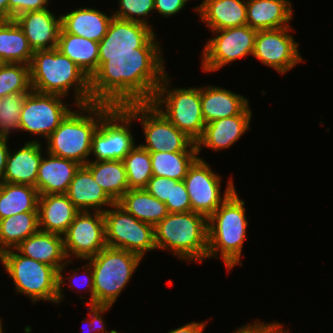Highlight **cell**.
I'll return each instance as SVG.
<instances>
[{"label":"cell","mask_w":333,"mask_h":333,"mask_svg":"<svg viewBox=\"0 0 333 333\" xmlns=\"http://www.w3.org/2000/svg\"><path fill=\"white\" fill-rule=\"evenodd\" d=\"M87 262L93 271L94 305H114L137 271L142 258L124 249L106 246Z\"/></svg>","instance_id":"obj_6"},{"label":"cell","mask_w":333,"mask_h":333,"mask_svg":"<svg viewBox=\"0 0 333 333\" xmlns=\"http://www.w3.org/2000/svg\"><path fill=\"white\" fill-rule=\"evenodd\" d=\"M8 20V0H0V21Z\"/></svg>","instance_id":"obj_49"},{"label":"cell","mask_w":333,"mask_h":333,"mask_svg":"<svg viewBox=\"0 0 333 333\" xmlns=\"http://www.w3.org/2000/svg\"><path fill=\"white\" fill-rule=\"evenodd\" d=\"M47 157H42L38 168L36 189L39 195L65 194L76 171L81 166L79 163L44 152Z\"/></svg>","instance_id":"obj_23"},{"label":"cell","mask_w":333,"mask_h":333,"mask_svg":"<svg viewBox=\"0 0 333 333\" xmlns=\"http://www.w3.org/2000/svg\"><path fill=\"white\" fill-rule=\"evenodd\" d=\"M39 196L34 186L0 182V220L24 212H38Z\"/></svg>","instance_id":"obj_31"},{"label":"cell","mask_w":333,"mask_h":333,"mask_svg":"<svg viewBox=\"0 0 333 333\" xmlns=\"http://www.w3.org/2000/svg\"><path fill=\"white\" fill-rule=\"evenodd\" d=\"M221 179L220 175L215 174L210 165L198 155L183 180L193 212L209 218L236 190L233 178L230 177L222 197Z\"/></svg>","instance_id":"obj_13"},{"label":"cell","mask_w":333,"mask_h":333,"mask_svg":"<svg viewBox=\"0 0 333 333\" xmlns=\"http://www.w3.org/2000/svg\"><path fill=\"white\" fill-rule=\"evenodd\" d=\"M118 3L119 8L113 12L114 17L151 25L146 17L155 11L154 0H118Z\"/></svg>","instance_id":"obj_40"},{"label":"cell","mask_w":333,"mask_h":333,"mask_svg":"<svg viewBox=\"0 0 333 333\" xmlns=\"http://www.w3.org/2000/svg\"><path fill=\"white\" fill-rule=\"evenodd\" d=\"M144 189L152 196L165 203L167 200H170L171 179L153 175Z\"/></svg>","instance_id":"obj_45"},{"label":"cell","mask_w":333,"mask_h":333,"mask_svg":"<svg viewBox=\"0 0 333 333\" xmlns=\"http://www.w3.org/2000/svg\"><path fill=\"white\" fill-rule=\"evenodd\" d=\"M157 250L182 261L202 263L208 252V218L197 212L168 213L155 227Z\"/></svg>","instance_id":"obj_5"},{"label":"cell","mask_w":333,"mask_h":333,"mask_svg":"<svg viewBox=\"0 0 333 333\" xmlns=\"http://www.w3.org/2000/svg\"><path fill=\"white\" fill-rule=\"evenodd\" d=\"M111 333H118V331H116V330L113 329V331Z\"/></svg>","instance_id":"obj_53"},{"label":"cell","mask_w":333,"mask_h":333,"mask_svg":"<svg viewBox=\"0 0 333 333\" xmlns=\"http://www.w3.org/2000/svg\"><path fill=\"white\" fill-rule=\"evenodd\" d=\"M51 0H8V20L28 12L47 9Z\"/></svg>","instance_id":"obj_43"},{"label":"cell","mask_w":333,"mask_h":333,"mask_svg":"<svg viewBox=\"0 0 333 333\" xmlns=\"http://www.w3.org/2000/svg\"><path fill=\"white\" fill-rule=\"evenodd\" d=\"M57 49L69 57L89 78L97 71L99 42L66 33L61 28Z\"/></svg>","instance_id":"obj_29"},{"label":"cell","mask_w":333,"mask_h":333,"mask_svg":"<svg viewBox=\"0 0 333 333\" xmlns=\"http://www.w3.org/2000/svg\"><path fill=\"white\" fill-rule=\"evenodd\" d=\"M117 203L137 220L154 227L168 214L165 203L145 189H129Z\"/></svg>","instance_id":"obj_32"},{"label":"cell","mask_w":333,"mask_h":333,"mask_svg":"<svg viewBox=\"0 0 333 333\" xmlns=\"http://www.w3.org/2000/svg\"><path fill=\"white\" fill-rule=\"evenodd\" d=\"M156 33L138 53L99 54L90 78L92 103L123 107L152 102L165 71L163 49Z\"/></svg>","instance_id":"obj_1"},{"label":"cell","mask_w":333,"mask_h":333,"mask_svg":"<svg viewBox=\"0 0 333 333\" xmlns=\"http://www.w3.org/2000/svg\"><path fill=\"white\" fill-rule=\"evenodd\" d=\"M111 105L91 103L77 106L46 139V152L80 165L89 162L92 136Z\"/></svg>","instance_id":"obj_4"},{"label":"cell","mask_w":333,"mask_h":333,"mask_svg":"<svg viewBox=\"0 0 333 333\" xmlns=\"http://www.w3.org/2000/svg\"><path fill=\"white\" fill-rule=\"evenodd\" d=\"M23 30L33 51L57 48L61 31V15L50 8L24 12L14 18Z\"/></svg>","instance_id":"obj_18"},{"label":"cell","mask_w":333,"mask_h":333,"mask_svg":"<svg viewBox=\"0 0 333 333\" xmlns=\"http://www.w3.org/2000/svg\"><path fill=\"white\" fill-rule=\"evenodd\" d=\"M154 176L182 181L198 158L197 151L150 152Z\"/></svg>","instance_id":"obj_35"},{"label":"cell","mask_w":333,"mask_h":333,"mask_svg":"<svg viewBox=\"0 0 333 333\" xmlns=\"http://www.w3.org/2000/svg\"><path fill=\"white\" fill-rule=\"evenodd\" d=\"M155 31L151 26L113 16L107 33L99 42V54L138 53Z\"/></svg>","instance_id":"obj_17"},{"label":"cell","mask_w":333,"mask_h":333,"mask_svg":"<svg viewBox=\"0 0 333 333\" xmlns=\"http://www.w3.org/2000/svg\"><path fill=\"white\" fill-rule=\"evenodd\" d=\"M65 194L80 211L93 210L104 213L115 203L93 179L92 173L85 165H81L76 171Z\"/></svg>","instance_id":"obj_21"},{"label":"cell","mask_w":333,"mask_h":333,"mask_svg":"<svg viewBox=\"0 0 333 333\" xmlns=\"http://www.w3.org/2000/svg\"><path fill=\"white\" fill-rule=\"evenodd\" d=\"M133 117L123 107H113L101 120L92 136L91 154L95 159L123 160L135 147Z\"/></svg>","instance_id":"obj_11"},{"label":"cell","mask_w":333,"mask_h":333,"mask_svg":"<svg viewBox=\"0 0 333 333\" xmlns=\"http://www.w3.org/2000/svg\"><path fill=\"white\" fill-rule=\"evenodd\" d=\"M3 320L1 319V317H0V333H3V322H2Z\"/></svg>","instance_id":"obj_50"},{"label":"cell","mask_w":333,"mask_h":333,"mask_svg":"<svg viewBox=\"0 0 333 333\" xmlns=\"http://www.w3.org/2000/svg\"><path fill=\"white\" fill-rule=\"evenodd\" d=\"M15 150V151H14ZM9 150L3 182L36 185L38 168L43 157L42 142L32 140L24 143L20 149Z\"/></svg>","instance_id":"obj_20"},{"label":"cell","mask_w":333,"mask_h":333,"mask_svg":"<svg viewBox=\"0 0 333 333\" xmlns=\"http://www.w3.org/2000/svg\"><path fill=\"white\" fill-rule=\"evenodd\" d=\"M249 99L220 86H201V109L205 124L241 114Z\"/></svg>","instance_id":"obj_25"},{"label":"cell","mask_w":333,"mask_h":333,"mask_svg":"<svg viewBox=\"0 0 333 333\" xmlns=\"http://www.w3.org/2000/svg\"><path fill=\"white\" fill-rule=\"evenodd\" d=\"M2 100H3V98H2V97H0V107H1V104H2Z\"/></svg>","instance_id":"obj_52"},{"label":"cell","mask_w":333,"mask_h":333,"mask_svg":"<svg viewBox=\"0 0 333 333\" xmlns=\"http://www.w3.org/2000/svg\"><path fill=\"white\" fill-rule=\"evenodd\" d=\"M246 15L257 31L288 27L294 17L290 0H246Z\"/></svg>","instance_id":"obj_26"},{"label":"cell","mask_w":333,"mask_h":333,"mask_svg":"<svg viewBox=\"0 0 333 333\" xmlns=\"http://www.w3.org/2000/svg\"><path fill=\"white\" fill-rule=\"evenodd\" d=\"M31 90L29 65L5 63L0 68V97Z\"/></svg>","instance_id":"obj_37"},{"label":"cell","mask_w":333,"mask_h":333,"mask_svg":"<svg viewBox=\"0 0 333 333\" xmlns=\"http://www.w3.org/2000/svg\"><path fill=\"white\" fill-rule=\"evenodd\" d=\"M141 123L144 143L140 144L149 152L197 151L195 142L174 126L151 102L123 106Z\"/></svg>","instance_id":"obj_9"},{"label":"cell","mask_w":333,"mask_h":333,"mask_svg":"<svg viewBox=\"0 0 333 333\" xmlns=\"http://www.w3.org/2000/svg\"><path fill=\"white\" fill-rule=\"evenodd\" d=\"M64 98L31 90L22 105L19 131L46 140L72 111Z\"/></svg>","instance_id":"obj_14"},{"label":"cell","mask_w":333,"mask_h":333,"mask_svg":"<svg viewBox=\"0 0 333 333\" xmlns=\"http://www.w3.org/2000/svg\"><path fill=\"white\" fill-rule=\"evenodd\" d=\"M29 66L33 91L66 99L73 89L75 107L92 103L90 78L57 48L35 50Z\"/></svg>","instance_id":"obj_2"},{"label":"cell","mask_w":333,"mask_h":333,"mask_svg":"<svg viewBox=\"0 0 333 333\" xmlns=\"http://www.w3.org/2000/svg\"><path fill=\"white\" fill-rule=\"evenodd\" d=\"M29 92L5 96L0 107V137L8 138L19 132L22 105Z\"/></svg>","instance_id":"obj_39"},{"label":"cell","mask_w":333,"mask_h":333,"mask_svg":"<svg viewBox=\"0 0 333 333\" xmlns=\"http://www.w3.org/2000/svg\"><path fill=\"white\" fill-rule=\"evenodd\" d=\"M5 63L2 61V58L0 57V68L4 65Z\"/></svg>","instance_id":"obj_51"},{"label":"cell","mask_w":333,"mask_h":333,"mask_svg":"<svg viewBox=\"0 0 333 333\" xmlns=\"http://www.w3.org/2000/svg\"><path fill=\"white\" fill-rule=\"evenodd\" d=\"M106 243L108 247L124 249L139 255L157 250L154 226L137 220L118 203L104 212Z\"/></svg>","instance_id":"obj_10"},{"label":"cell","mask_w":333,"mask_h":333,"mask_svg":"<svg viewBox=\"0 0 333 333\" xmlns=\"http://www.w3.org/2000/svg\"><path fill=\"white\" fill-rule=\"evenodd\" d=\"M88 308L89 320L84 319L81 323H86L87 329L89 333H111L106 330V323L103 317L104 314L110 309L112 305H85ZM85 321V322H84ZM85 325V324H84ZM82 329V328H81ZM86 331V330H85ZM87 332V331H86Z\"/></svg>","instance_id":"obj_42"},{"label":"cell","mask_w":333,"mask_h":333,"mask_svg":"<svg viewBox=\"0 0 333 333\" xmlns=\"http://www.w3.org/2000/svg\"><path fill=\"white\" fill-rule=\"evenodd\" d=\"M169 80L172 78L167 73L151 103L174 126L196 142L206 125L201 109V86L170 89L172 83Z\"/></svg>","instance_id":"obj_8"},{"label":"cell","mask_w":333,"mask_h":333,"mask_svg":"<svg viewBox=\"0 0 333 333\" xmlns=\"http://www.w3.org/2000/svg\"><path fill=\"white\" fill-rule=\"evenodd\" d=\"M9 139L0 137V182H3V175L6 168L7 156L9 153Z\"/></svg>","instance_id":"obj_48"},{"label":"cell","mask_w":333,"mask_h":333,"mask_svg":"<svg viewBox=\"0 0 333 333\" xmlns=\"http://www.w3.org/2000/svg\"><path fill=\"white\" fill-rule=\"evenodd\" d=\"M252 110L248 106L241 114L221 118L205 125L201 137L195 142L197 153L202 148L219 152L227 149L237 142L247 130H250Z\"/></svg>","instance_id":"obj_19"},{"label":"cell","mask_w":333,"mask_h":333,"mask_svg":"<svg viewBox=\"0 0 333 333\" xmlns=\"http://www.w3.org/2000/svg\"><path fill=\"white\" fill-rule=\"evenodd\" d=\"M85 166L115 203L129 190L123 160L89 161Z\"/></svg>","instance_id":"obj_30"},{"label":"cell","mask_w":333,"mask_h":333,"mask_svg":"<svg viewBox=\"0 0 333 333\" xmlns=\"http://www.w3.org/2000/svg\"><path fill=\"white\" fill-rule=\"evenodd\" d=\"M33 53L23 30L14 19L0 21V57L4 63L30 65Z\"/></svg>","instance_id":"obj_33"},{"label":"cell","mask_w":333,"mask_h":333,"mask_svg":"<svg viewBox=\"0 0 333 333\" xmlns=\"http://www.w3.org/2000/svg\"><path fill=\"white\" fill-rule=\"evenodd\" d=\"M280 322H262L255 319L253 323L242 325L236 329V333H288Z\"/></svg>","instance_id":"obj_44"},{"label":"cell","mask_w":333,"mask_h":333,"mask_svg":"<svg viewBox=\"0 0 333 333\" xmlns=\"http://www.w3.org/2000/svg\"><path fill=\"white\" fill-rule=\"evenodd\" d=\"M201 53L202 71L216 72L226 64L253 55L257 30L248 25L211 31ZM214 33V34H213Z\"/></svg>","instance_id":"obj_12"},{"label":"cell","mask_w":333,"mask_h":333,"mask_svg":"<svg viewBox=\"0 0 333 333\" xmlns=\"http://www.w3.org/2000/svg\"><path fill=\"white\" fill-rule=\"evenodd\" d=\"M0 263L14 282L15 292L32 303L49 301L57 305L58 271L50 265L9 249L0 254Z\"/></svg>","instance_id":"obj_7"},{"label":"cell","mask_w":333,"mask_h":333,"mask_svg":"<svg viewBox=\"0 0 333 333\" xmlns=\"http://www.w3.org/2000/svg\"><path fill=\"white\" fill-rule=\"evenodd\" d=\"M248 225L245 201L235 190L208 218L207 260L221 256L228 272L238 264L242 266Z\"/></svg>","instance_id":"obj_3"},{"label":"cell","mask_w":333,"mask_h":333,"mask_svg":"<svg viewBox=\"0 0 333 333\" xmlns=\"http://www.w3.org/2000/svg\"><path fill=\"white\" fill-rule=\"evenodd\" d=\"M189 0H154L156 13L164 17L174 16L187 6Z\"/></svg>","instance_id":"obj_46"},{"label":"cell","mask_w":333,"mask_h":333,"mask_svg":"<svg viewBox=\"0 0 333 333\" xmlns=\"http://www.w3.org/2000/svg\"><path fill=\"white\" fill-rule=\"evenodd\" d=\"M168 213L191 212V202L184 181L171 179L170 200L165 202Z\"/></svg>","instance_id":"obj_41"},{"label":"cell","mask_w":333,"mask_h":333,"mask_svg":"<svg viewBox=\"0 0 333 333\" xmlns=\"http://www.w3.org/2000/svg\"><path fill=\"white\" fill-rule=\"evenodd\" d=\"M290 30L292 31L291 26L257 31L252 57L281 75L289 72L297 64L303 63L299 44Z\"/></svg>","instance_id":"obj_16"},{"label":"cell","mask_w":333,"mask_h":333,"mask_svg":"<svg viewBox=\"0 0 333 333\" xmlns=\"http://www.w3.org/2000/svg\"><path fill=\"white\" fill-rule=\"evenodd\" d=\"M206 325L207 321L189 322L176 329H171L167 333H203Z\"/></svg>","instance_id":"obj_47"},{"label":"cell","mask_w":333,"mask_h":333,"mask_svg":"<svg viewBox=\"0 0 333 333\" xmlns=\"http://www.w3.org/2000/svg\"><path fill=\"white\" fill-rule=\"evenodd\" d=\"M79 212L66 194L40 195L39 230L63 236Z\"/></svg>","instance_id":"obj_24"},{"label":"cell","mask_w":333,"mask_h":333,"mask_svg":"<svg viewBox=\"0 0 333 333\" xmlns=\"http://www.w3.org/2000/svg\"><path fill=\"white\" fill-rule=\"evenodd\" d=\"M15 249L26 257L53 266L57 271L68 260L63 236L40 230L22 241Z\"/></svg>","instance_id":"obj_28"},{"label":"cell","mask_w":333,"mask_h":333,"mask_svg":"<svg viewBox=\"0 0 333 333\" xmlns=\"http://www.w3.org/2000/svg\"><path fill=\"white\" fill-rule=\"evenodd\" d=\"M194 11L210 31L247 25L246 0H203Z\"/></svg>","instance_id":"obj_22"},{"label":"cell","mask_w":333,"mask_h":333,"mask_svg":"<svg viewBox=\"0 0 333 333\" xmlns=\"http://www.w3.org/2000/svg\"><path fill=\"white\" fill-rule=\"evenodd\" d=\"M63 243L68 260L97 255L107 246L104 213L80 211L63 235Z\"/></svg>","instance_id":"obj_15"},{"label":"cell","mask_w":333,"mask_h":333,"mask_svg":"<svg viewBox=\"0 0 333 333\" xmlns=\"http://www.w3.org/2000/svg\"><path fill=\"white\" fill-rule=\"evenodd\" d=\"M112 18L113 14L107 15L97 8L79 7L61 15V28L66 33L100 42Z\"/></svg>","instance_id":"obj_27"},{"label":"cell","mask_w":333,"mask_h":333,"mask_svg":"<svg viewBox=\"0 0 333 333\" xmlns=\"http://www.w3.org/2000/svg\"><path fill=\"white\" fill-rule=\"evenodd\" d=\"M129 189H144L153 176L150 152L140 143L124 157Z\"/></svg>","instance_id":"obj_36"},{"label":"cell","mask_w":333,"mask_h":333,"mask_svg":"<svg viewBox=\"0 0 333 333\" xmlns=\"http://www.w3.org/2000/svg\"><path fill=\"white\" fill-rule=\"evenodd\" d=\"M86 264H83V268L78 267V268H74L71 269L72 271V275L69 276H65L63 275V272L66 271L68 265L72 264V260H67V262L58 270V294H57V305H59V303L61 304L62 301L66 298L64 297V290L66 289L63 285H69L70 291L75 289V288H79L81 286V288H85L87 287L86 292L88 291L90 294L88 296H90V301L87 302V305H94V283H93V271H92V267L91 265L87 262V260H85ZM65 270V271H64ZM83 270L84 274H85V278L82 279V276L80 277V275L78 274V271ZM80 278V279H79ZM65 280V281H64ZM70 281V282H66ZM82 288V289H83ZM80 289V288H79Z\"/></svg>","instance_id":"obj_38"},{"label":"cell","mask_w":333,"mask_h":333,"mask_svg":"<svg viewBox=\"0 0 333 333\" xmlns=\"http://www.w3.org/2000/svg\"><path fill=\"white\" fill-rule=\"evenodd\" d=\"M38 231V212H24L0 220V254L16 248Z\"/></svg>","instance_id":"obj_34"}]
</instances>
